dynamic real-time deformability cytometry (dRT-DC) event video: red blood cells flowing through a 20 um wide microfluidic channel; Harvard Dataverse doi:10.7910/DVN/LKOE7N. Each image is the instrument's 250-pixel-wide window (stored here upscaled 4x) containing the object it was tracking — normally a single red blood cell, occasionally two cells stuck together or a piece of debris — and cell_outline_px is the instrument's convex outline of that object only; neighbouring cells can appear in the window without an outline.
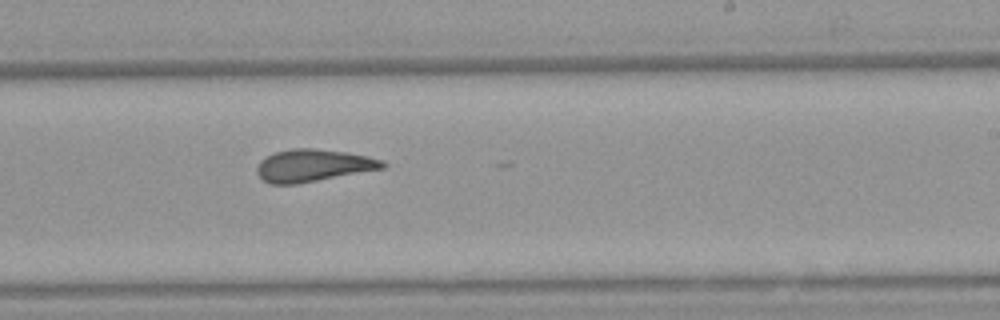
{"species": "Egyptian fruit bat (a non-hibernating species)", "species_latin": "Rousettus aegyptiacus", "temperature_condition": "warm", "stored_images_in_passage": 8, "camera_frame_rate_fps": 3000, "um_per_image_px": 0.085, "animal": {"sex": "female"}, "frame": {"image": 1, "passage_image": 8, "time_ms": 9.0, "image_size_px": [1000, 320], "cell_outline_px": [[388, 164], [384, 168], [296, 184], [268, 184], [256, 172], [256, 168], [260, 160], [276, 152], [292, 148], [312, 148], [348, 152], [368, 156], [384, 160]], "centroid_in_image_um": [26.63, 14.06], "position_along_channel_um": 262.4, "area_um2": 23.64}}